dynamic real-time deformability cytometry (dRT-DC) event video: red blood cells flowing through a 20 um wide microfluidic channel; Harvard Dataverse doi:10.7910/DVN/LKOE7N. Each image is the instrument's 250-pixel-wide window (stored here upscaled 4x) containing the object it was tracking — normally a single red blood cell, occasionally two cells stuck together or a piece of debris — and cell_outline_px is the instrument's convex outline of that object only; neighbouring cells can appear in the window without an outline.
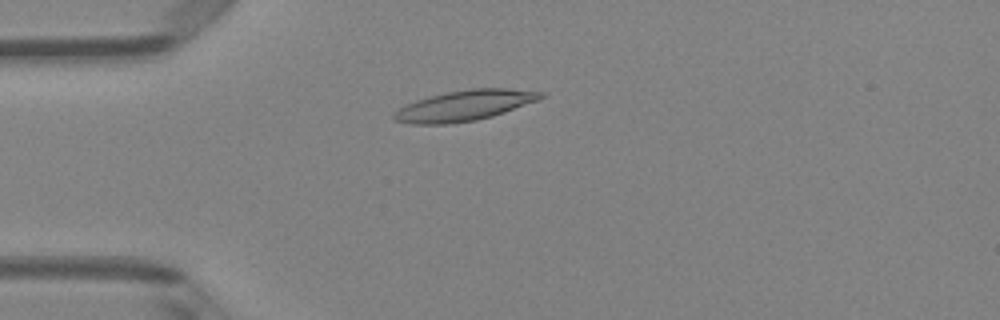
{"species": "Egyptian fruit bat (a non-hibernating species)", "species_latin": "Rousettus aegyptiacus", "temperature_condition": "room temperature", "stored_images_in_passage": 44, "camera_frame_rate_fps": 3000, "um_per_image_px": 0.085, "animal": {"sex": "female"}, "frame": {"image": 1, "passage_image": 6, "time_ms": 1.667, "image_size_px": [1000, 320], "cell_outline_px": [[544, 96], [540, 100], [492, 116], [476, 120], [448, 124], [412, 124], [392, 120], [392, 112], [404, 104], [416, 100], [448, 92], [468, 88], [508, 88], [544, 92]], "centroid_in_image_um": [39.45, 8.97], "position_along_channel_um": 45.5, "area_um2": 26.24}}
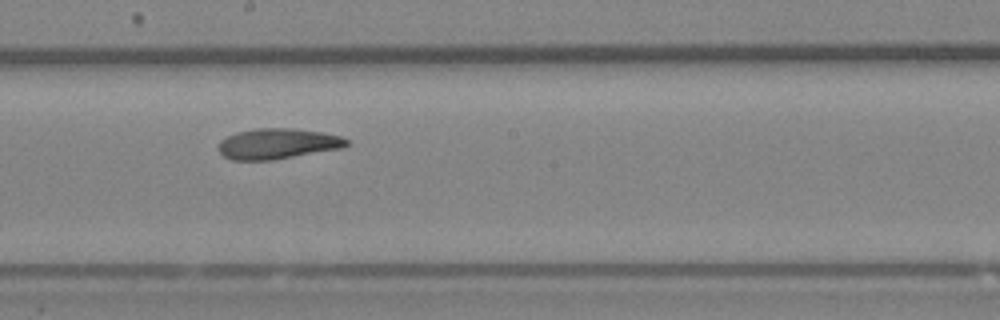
{"frame": {"image": 2, "passage_image": 21, "time_ms": 6.667, "image_size_px": [1000, 320], "cell_outline_px": [[348, 144], [344, 148], [272, 160], [232, 160], [224, 156], [216, 148], [220, 140], [236, 132], [256, 128], [292, 128], [320, 132], [340, 136], [348, 140]], "centroid_in_image_um": [23.57, 12.22], "position_along_channel_um": 224.6, "area_um2": 22.89}}
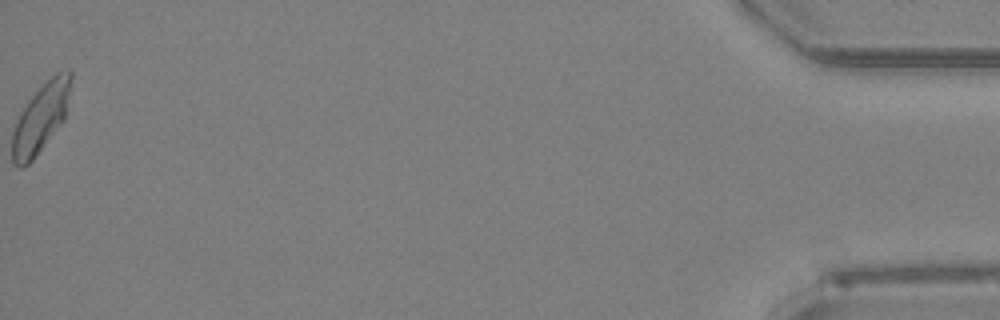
{"frame": {"image": 3, "passage_image": 44, "time_ms": 14.333, "image_size_px": [1000, 320], "cell_outline_px": [[72, 80], [64, 120], [32, 160], [24, 168], [20, 168], [12, 164], [12, 132], [20, 112], [28, 100], [56, 72], [72, 72]], "centroid_in_image_um": [3.44, 10.07], "position_along_channel_um": 431.8, "area_um2": 23.18}, "authors_computed_cell_mechanics": {"area_um2": 23.2356, "velocity_mm_per_s": 3.9717, "shape_relaxation_time_tau1_ms": 5.3043, "shape_relaxation_time_tau2_ms": 4.1207, "deformation_change_tau1": 0.174, "deformation_change_tau2": 0.1215}}